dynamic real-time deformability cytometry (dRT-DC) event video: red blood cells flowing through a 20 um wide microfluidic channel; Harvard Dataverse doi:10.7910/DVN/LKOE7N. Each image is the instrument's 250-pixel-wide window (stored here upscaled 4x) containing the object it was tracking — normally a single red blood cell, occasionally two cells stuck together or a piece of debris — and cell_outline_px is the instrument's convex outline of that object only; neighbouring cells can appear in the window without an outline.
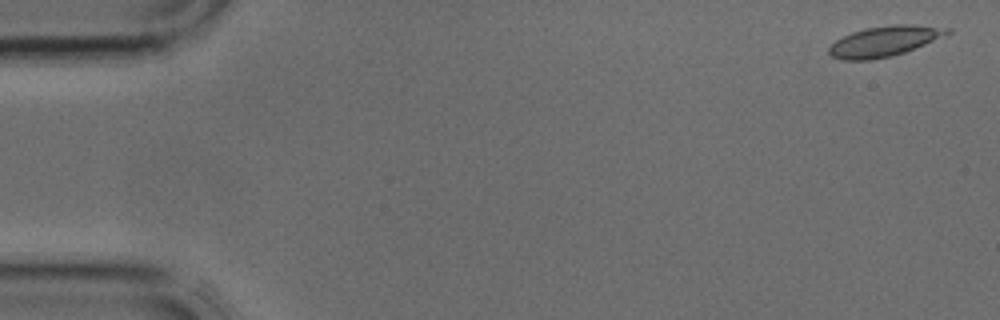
{"species": "common noctule bat (a hibernating species)", "species_latin": "Nyctalus noctula", "temperature_condition": "cold", "stored_images_in_passage": 3, "camera_frame_rate_fps": 3000, "um_per_image_px": 0.085, "animal": {"sex": "male", "body_mass_g": 17.9, "forearm_length_mm": 54.2}, "frame": {"image": 1, "passage_image": 1, "time_ms": 0.0, "image_size_px": [1000, 320], "cell_outline_px": [[952, 32], [944, 36], [904, 52], [892, 56], [872, 60], [844, 60], [832, 56], [828, 52], [828, 48], [836, 40], [852, 32], [868, 28], [896, 24], [912, 24], [952, 28]], "centroid_in_image_um": [75.19, 3.5], "position_along_channel_um": 9.8, "area_um2": 20.75}}
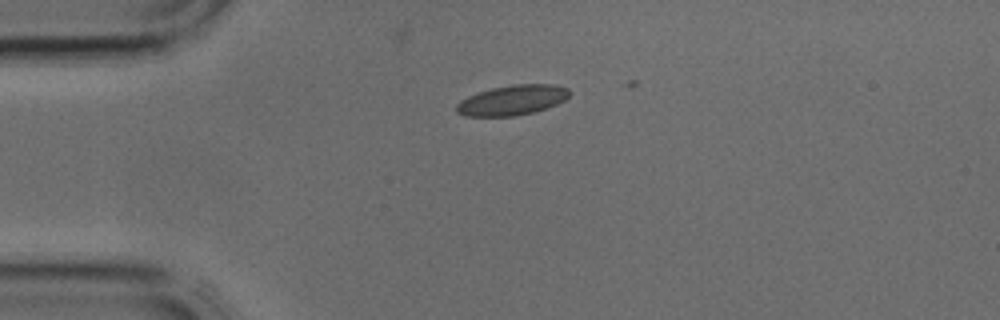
{"frame": {"image": 2, "passage_image": 3, "time_ms": 0.667, "image_size_px": [1000, 320], "cell_outline_px": [[572, 92], [564, 100], [556, 104], [532, 112], [516, 116], [464, 116], [456, 112], [456, 104], [460, 100], [468, 96], [492, 88], [512, 84], [552, 84], [568, 88]], "centroid_in_image_um": [43.53, 8.51], "position_along_channel_um": 41.5, "area_um2": 19.71}}